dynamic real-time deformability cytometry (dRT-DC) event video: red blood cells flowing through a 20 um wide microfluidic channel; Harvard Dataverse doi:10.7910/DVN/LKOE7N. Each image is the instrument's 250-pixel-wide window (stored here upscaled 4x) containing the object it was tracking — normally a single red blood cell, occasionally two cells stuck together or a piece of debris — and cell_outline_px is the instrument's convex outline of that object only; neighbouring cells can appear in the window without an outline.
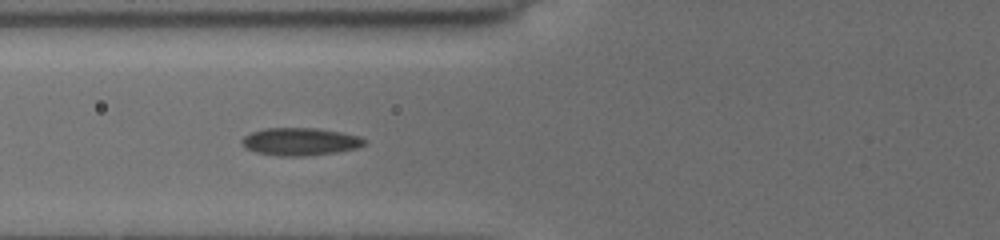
{"species": "common noctule bat (a hibernating species)", "species_latin": "Nyctalus noctula", "temperature_condition": "cold", "stored_images_in_passage": 12, "camera_frame_rate_fps": 3000, "um_per_image_px": 0.085, "animal": {"sex": "female", "body_mass_g": 19.5, "forearm_length_mm": 54.1}, "frame": {"image": 1, "passage_image": 10, "time_ms": 4.667, "image_size_px": [1000, 240], "cell_outline_px": [[368, 140], [364, 144], [356, 148], [336, 152], [308, 156], [280, 156], [256, 152], [244, 148], [240, 144], [240, 140], [244, 136], [252, 132], [264, 128], [316, 128], [340, 132], [360, 136]], "centroid_in_image_um": [25.48, 12.04], "position_along_channel_um": 100.3, "area_um2": 19.88}}
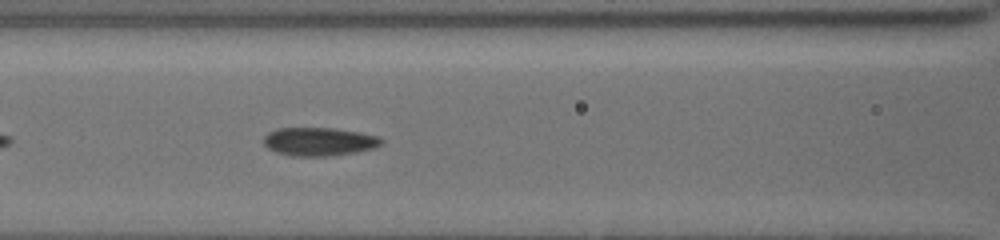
{"frame": {"image": 2, "passage_image": 12, "time_ms": 5.667, "image_size_px": [1000, 240], "cell_outline_px": [[384, 140], [376, 148], [356, 152], [328, 156], [292, 156], [276, 152], [268, 148], [264, 144], [264, 136], [268, 132], [276, 128], [336, 128], [360, 132], [380, 136]], "centroid_in_image_um": [27.14, 12.03], "position_along_channel_um": 139.5, "area_um2": 19.65}}